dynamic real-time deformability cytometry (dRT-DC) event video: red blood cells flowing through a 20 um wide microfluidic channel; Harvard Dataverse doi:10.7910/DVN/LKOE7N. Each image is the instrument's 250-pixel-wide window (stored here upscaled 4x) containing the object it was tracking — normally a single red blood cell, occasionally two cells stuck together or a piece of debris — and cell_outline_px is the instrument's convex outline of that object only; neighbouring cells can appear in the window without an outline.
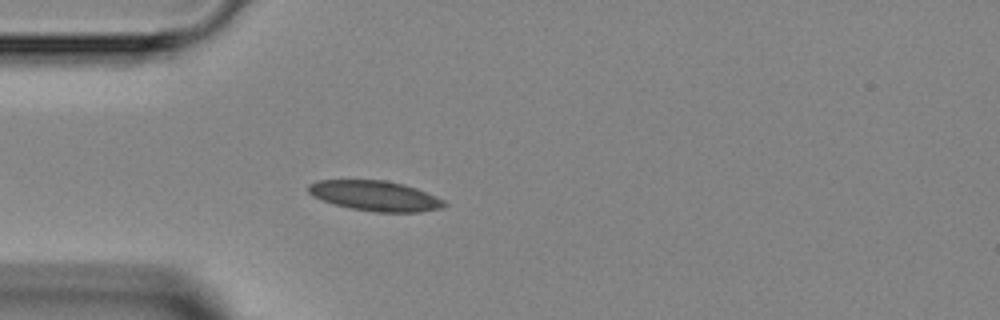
{"species": "Egyptian fruit bat (a non-hibernating species)", "species_latin": "Rousettus aegyptiacus", "temperature_condition": "room temperature", "stored_images_in_passage": 4, "camera_frame_rate_fps": 3000, "um_per_image_px": 0.085, "animal": {"sex": "female"}, "frame": {"image": 1, "passage_image": 4, "time_ms": 3.667, "image_size_px": [1000, 320], "cell_outline_px": [[448, 204], [444, 208], [420, 212], [376, 212], [352, 208], [336, 204], [312, 196], [308, 192], [308, 184], [316, 180], [384, 180], [404, 184], [416, 188], [436, 196], [444, 200]], "centroid_in_image_um": [31.92, 16.64], "position_along_channel_um": 53.1, "area_um2": 23.87}}